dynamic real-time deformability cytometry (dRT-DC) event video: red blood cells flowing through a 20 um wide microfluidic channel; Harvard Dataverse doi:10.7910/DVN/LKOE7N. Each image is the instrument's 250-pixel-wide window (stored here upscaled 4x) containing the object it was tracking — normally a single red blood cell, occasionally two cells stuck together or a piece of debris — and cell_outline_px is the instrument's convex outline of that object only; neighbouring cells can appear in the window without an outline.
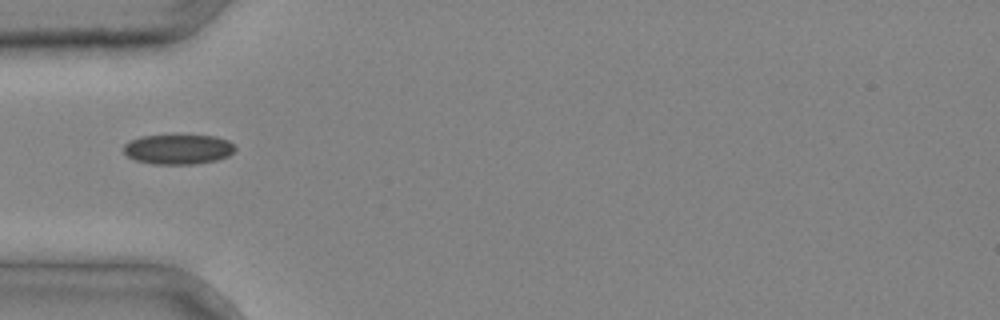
{"species": "common noctule bat (a hibernating species)", "species_latin": "Nyctalus noctula", "temperature_condition": "cold", "stored_images_in_passage": 5, "camera_frame_rate_fps": 3000, "um_per_image_px": 0.085, "animal": {"sex": "male", "body_mass_g": 20.4}, "frame": {"image": 1, "passage_image": 4, "time_ms": 1.0, "image_size_px": [1000, 320], "cell_outline_px": [[236, 148], [228, 156], [216, 160], [196, 164], [152, 164], [136, 160], [128, 156], [124, 152], [124, 144], [140, 136], [172, 132], [216, 136], [228, 140], [236, 144]], "centroid_in_image_um": [15.16, 12.63], "position_along_channel_um": 69.8, "area_um2": 20.4}}